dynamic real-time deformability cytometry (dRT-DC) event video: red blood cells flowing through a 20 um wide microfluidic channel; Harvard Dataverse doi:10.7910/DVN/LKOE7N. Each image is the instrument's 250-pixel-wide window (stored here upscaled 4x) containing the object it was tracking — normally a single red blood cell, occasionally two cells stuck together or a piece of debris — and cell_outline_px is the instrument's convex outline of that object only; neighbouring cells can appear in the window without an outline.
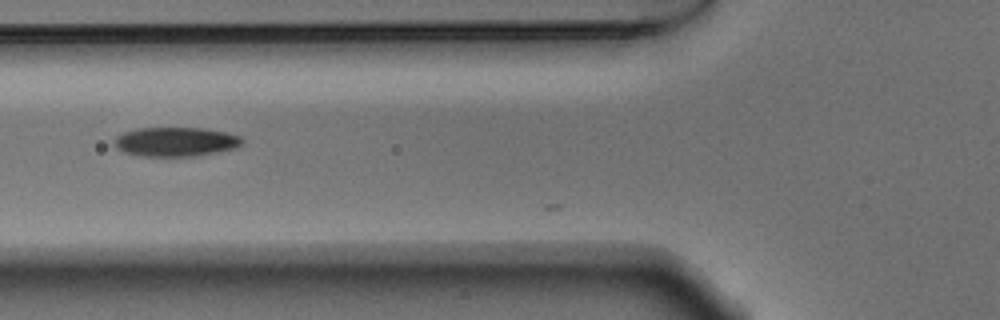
{"species": "Egyptian fruit bat (a non-hibernating species)", "species_latin": "Rousettus aegyptiacus", "temperature_condition": "warm", "stored_images_in_passage": 3, "camera_frame_rate_fps": 3000, "um_per_image_px": 0.085, "animal": {"sex": "male"}, "frame": {"image": 1, "passage_image": 2, "time_ms": 0.333, "image_size_px": [1000, 320], "cell_outline_px": [[244, 140], [236, 148], [196, 156], [140, 156], [124, 152], [116, 148], [116, 136], [124, 132], [136, 128], [204, 128], [224, 132], [240, 136]], "centroid_in_image_um": [14.93, 12.05], "position_along_channel_um": 110.9, "area_um2": 21.68}}